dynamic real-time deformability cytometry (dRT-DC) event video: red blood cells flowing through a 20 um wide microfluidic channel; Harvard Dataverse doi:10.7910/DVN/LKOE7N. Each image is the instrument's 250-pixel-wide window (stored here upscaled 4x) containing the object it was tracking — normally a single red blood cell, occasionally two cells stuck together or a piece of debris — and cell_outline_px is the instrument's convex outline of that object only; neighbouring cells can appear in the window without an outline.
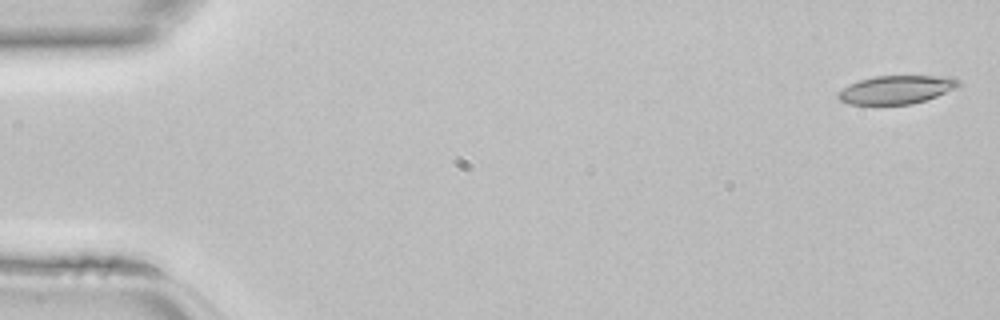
{"species": "common noctule bat (a hibernating species)", "species_latin": "Nyctalus noctula", "temperature_condition": "room temperature", "stored_images_in_passage": 44, "camera_frame_rate_fps": 3000, "um_per_image_px": 0.085, "animal": {"sex": "female", "body_mass_g": 22.7, "forearm_length_mm": 54.2}, "frame": {"image": 1, "passage_image": 1, "time_ms": 0.0, "image_size_px": [1000, 320], "cell_outline_px": [[960, 84], [956, 88], [936, 96], [912, 104], [848, 104], [840, 100], [836, 96], [836, 92], [848, 84], [860, 80], [876, 76], [936, 76], [956, 80]], "centroid_in_image_um": [76.09, 7.63], "position_along_channel_um": 8.9, "area_um2": 19.59}}
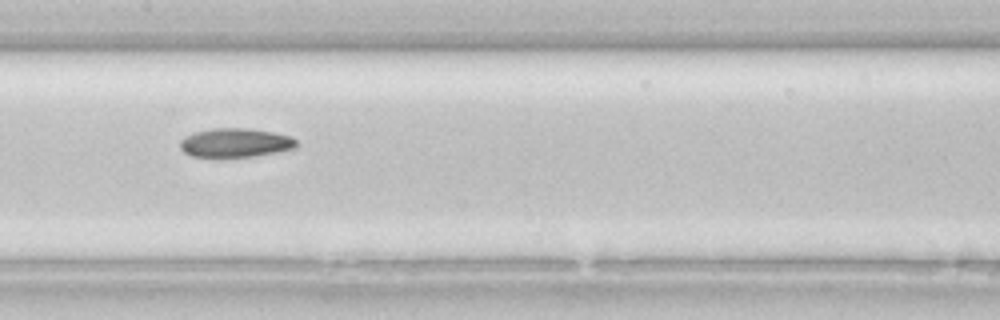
{"frame": {"image": 2, "passage_image": 22, "time_ms": 7.0, "image_size_px": [1000, 320], "cell_outline_px": [[296, 148], [256, 156], [220, 160], [192, 156], [184, 152], [180, 148], [180, 140], [196, 132], [212, 128], [248, 128], [272, 132], [292, 136], [296, 140]], "centroid_in_image_um": [19.98, 12.18], "position_along_channel_um": 187.4, "area_um2": 20.29}}
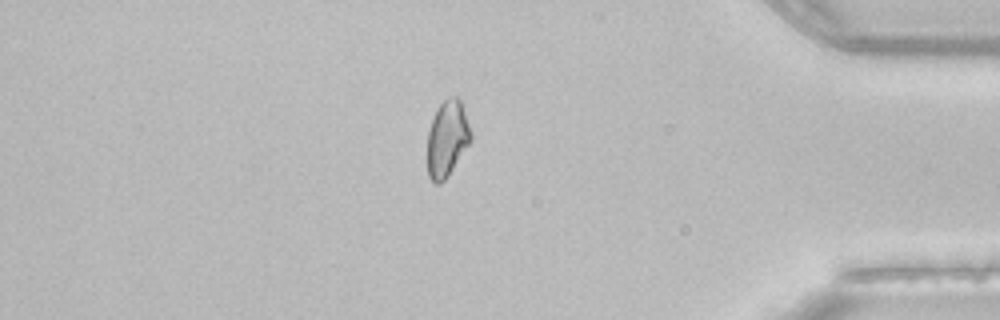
{"frame": {"image": 3, "passage_image": 38, "time_ms": 12.333, "image_size_px": [1000, 320], "cell_outline_px": [[472, 140], [444, 180], [440, 184], [432, 184], [428, 176], [428, 132], [436, 108], [448, 96], [456, 96], [460, 100], [472, 136]], "centroid_in_image_um": [37.99, 11.79], "position_along_channel_um": 397.2, "area_um2": 19.07}}